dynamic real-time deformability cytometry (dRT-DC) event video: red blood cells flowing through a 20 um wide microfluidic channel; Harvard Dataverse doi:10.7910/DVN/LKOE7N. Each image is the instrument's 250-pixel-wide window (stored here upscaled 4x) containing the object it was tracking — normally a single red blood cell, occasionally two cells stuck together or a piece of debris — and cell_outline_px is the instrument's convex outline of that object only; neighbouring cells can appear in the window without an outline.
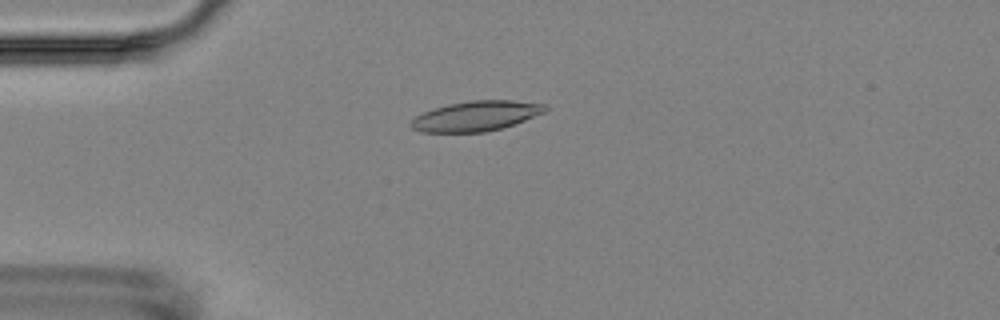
{"species": "Egyptian fruit bat (a non-hibernating species)", "species_latin": "Rousettus aegyptiacus", "temperature_condition": "room temperature", "stored_images_in_passage": 5, "camera_frame_rate_fps": 3000, "um_per_image_px": 0.085, "animal": {"sex": "female"}, "frame": {"image": 1, "passage_image": 4, "time_ms": 3.333, "image_size_px": [1000, 320], "cell_outline_px": [[548, 108], [544, 112], [524, 120], [500, 128], [484, 132], [420, 132], [412, 128], [408, 124], [416, 116], [432, 108], [448, 104], [472, 100], [512, 100], [548, 104]], "centroid_in_image_um": [40.44, 9.85], "position_along_channel_um": 44.6, "area_um2": 23.41}}